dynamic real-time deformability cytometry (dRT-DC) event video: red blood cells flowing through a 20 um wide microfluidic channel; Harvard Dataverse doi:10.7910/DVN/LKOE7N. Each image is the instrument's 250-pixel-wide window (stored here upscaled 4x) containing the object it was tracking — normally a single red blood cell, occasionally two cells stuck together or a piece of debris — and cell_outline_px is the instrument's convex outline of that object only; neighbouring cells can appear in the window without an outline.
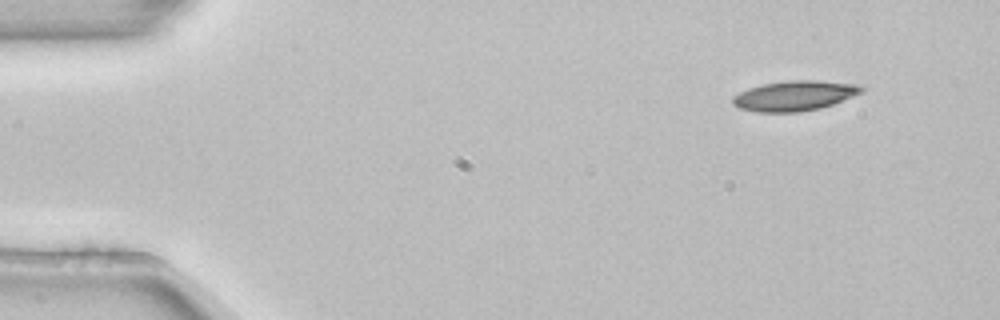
{"species": "common noctule bat (a hibernating species)", "species_latin": "Nyctalus noctula", "temperature_condition": "room temperature", "stored_images_in_passage": 3, "camera_frame_rate_fps": 3000, "um_per_image_px": 0.085, "animal": {"sex": "female", "body_mass_g": 22.7, "forearm_length_mm": 54.2}, "frame": {"image": 1, "passage_image": 1, "time_ms": 0.0, "image_size_px": [1000, 320], "cell_outline_px": [[864, 92], [832, 104], [820, 108], [800, 112], [756, 112], [740, 108], [732, 104], [732, 96], [748, 88], [764, 84], [788, 80], [816, 80], [856, 84], [864, 88]], "centroid_in_image_um": [67.52, 8.14], "position_along_channel_um": 17.5, "area_um2": 22.54}}